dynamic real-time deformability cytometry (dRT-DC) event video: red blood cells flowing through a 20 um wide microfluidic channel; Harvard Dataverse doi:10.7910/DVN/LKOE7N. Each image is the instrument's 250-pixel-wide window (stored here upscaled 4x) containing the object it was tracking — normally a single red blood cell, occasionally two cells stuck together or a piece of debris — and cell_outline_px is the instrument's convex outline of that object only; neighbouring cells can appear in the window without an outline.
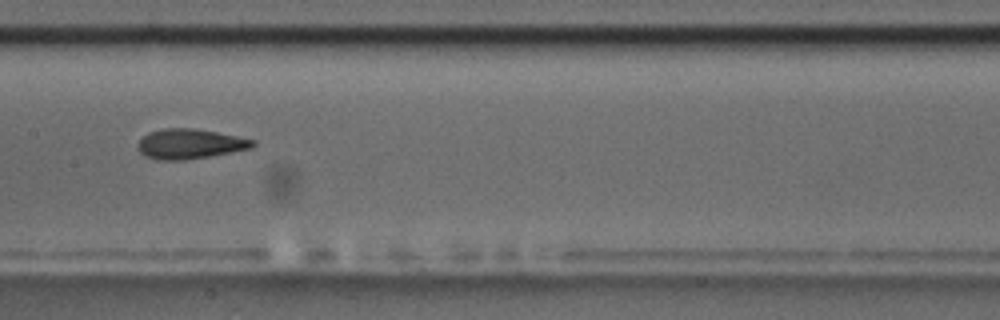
{"species": "common noctule bat (a hibernating species)", "species_latin": "Nyctalus noctula", "temperature_condition": "room temperature", "stored_images_in_passage": 6, "camera_frame_rate_fps": 3000, "um_per_image_px": 0.085, "animal": {"sex": "male", "body_mass_g": 17.5, "forearm_length_mm": 52.3}, "frame": {"image": 1, "passage_image": 4, "time_ms": 3.667, "image_size_px": [1000, 320], "cell_outline_px": [[256, 144], [252, 148], [232, 152], [184, 160], [156, 160], [144, 156], [136, 148], [136, 144], [148, 132], [164, 128], [192, 128], [216, 132], [256, 140]], "centroid_in_image_um": [16.11, 12.23], "position_along_channel_um": 191.3, "area_um2": 20.11}}
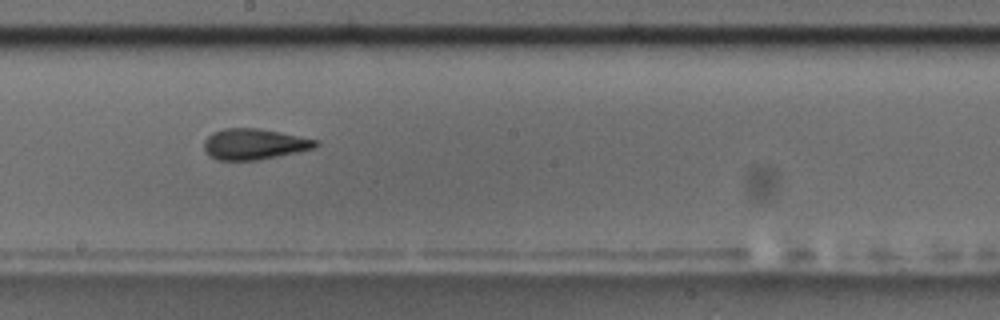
{"frame": {"image": 2, "passage_image": 5, "time_ms": 4.667, "image_size_px": [1000, 320], "cell_outline_px": [[320, 144], [312, 148], [296, 152], [260, 160], [216, 160], [208, 156], [204, 148], [204, 140], [212, 132], [224, 128], [256, 128], [280, 132], [320, 140]], "centroid_in_image_um": [21.58, 12.25], "position_along_channel_um": 226.6, "area_um2": 20.17}}
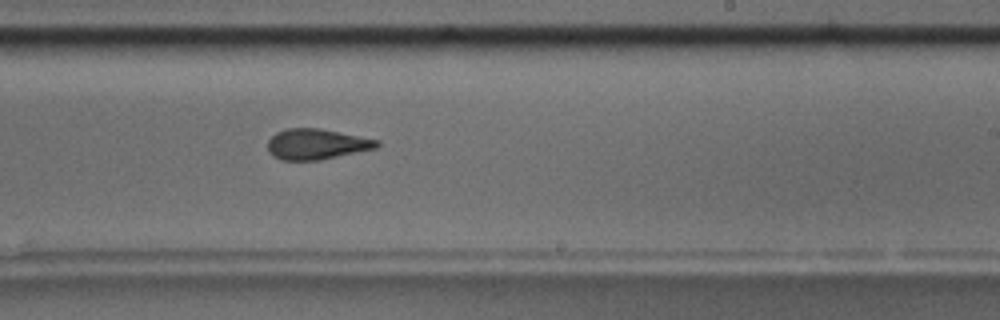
{"frame": {"image": 3, "passage_image": 6, "time_ms": 5.667, "image_size_px": [1000, 320], "cell_outline_px": [[380, 144], [376, 148], [320, 160], [280, 160], [272, 156], [268, 152], [268, 140], [276, 132], [288, 128], [320, 128], [380, 140]], "centroid_in_image_um": [26.89, 12.25], "position_along_channel_um": 262.1, "area_um2": 19.54}}